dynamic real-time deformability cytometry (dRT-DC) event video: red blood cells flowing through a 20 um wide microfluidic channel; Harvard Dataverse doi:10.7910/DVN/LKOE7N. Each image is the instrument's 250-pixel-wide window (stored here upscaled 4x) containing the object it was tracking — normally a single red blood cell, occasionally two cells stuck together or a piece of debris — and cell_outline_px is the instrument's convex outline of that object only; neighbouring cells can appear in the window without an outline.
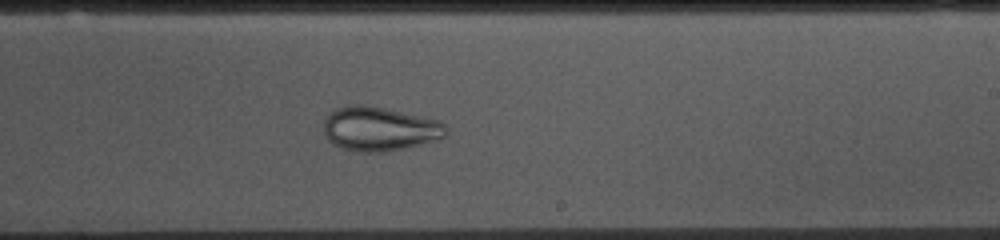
{"species": "common noctule bat (a hibernating species)", "species_latin": "Nyctalus noctula", "temperature_condition": "cold", "stored_images_in_passage": 54, "camera_frame_rate_fps": 3000, "um_per_image_px": 0.085, "animal": {"sex": "female", "body_mass_g": 10.0, "forearm_length_mm": 53.1}, "frame": {"image": 1, "passage_image": 31, "time_ms": 10.0, "image_size_px": [1000, 240], "cell_outline_px": [[448, 132], [440, 140], [408, 148], [384, 152], [356, 152], [340, 148], [332, 144], [324, 136], [324, 120], [328, 112], [336, 108], [352, 104], [364, 104], [384, 108], [440, 120], [448, 128]], "centroid_in_image_um": [32.26, 10.96], "position_along_channel_um": 256.7, "area_um2": 32.19}}
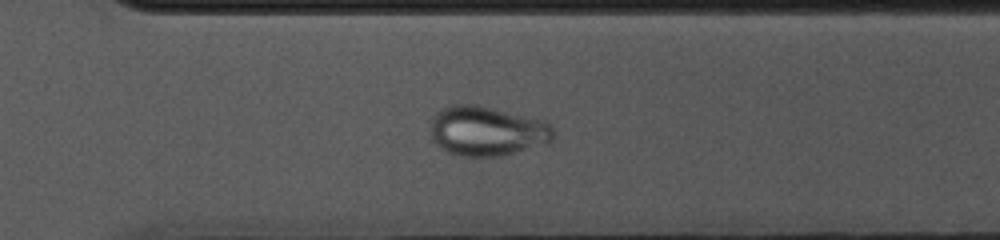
{"frame": {"image": 2, "passage_image": 37, "time_ms": 12.0, "image_size_px": [1000, 240], "cell_outline_px": [[552, 140], [548, 144], [500, 156], [460, 156], [448, 152], [440, 148], [432, 140], [428, 132], [432, 116], [440, 108], [452, 104], [476, 104], [544, 120], [552, 124]], "centroid_in_image_um": [41.34, 11.13], "position_along_channel_um": 329.3, "area_um2": 36.13}}
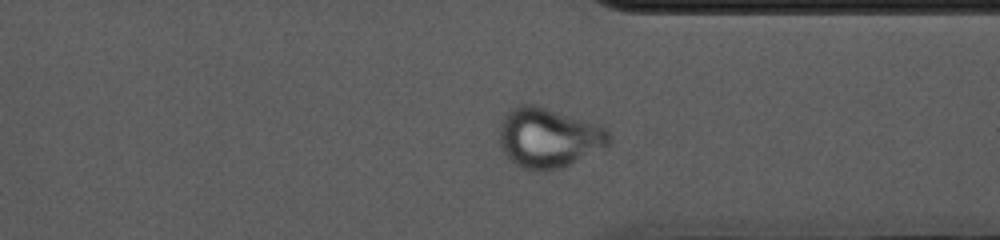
{"frame": {"image": 3, "passage_image": 40, "time_ms": 13.0, "image_size_px": [1000, 240], "cell_outline_px": [[608, 144], [604, 148], [560, 168], [548, 172], [532, 172], [520, 168], [508, 160], [500, 144], [500, 124], [504, 116], [512, 108], [520, 104], [536, 104], [600, 124], [608, 132]], "centroid_in_image_um": [46.59, 11.72], "position_along_channel_um": 364.8, "area_um2": 38.61}}